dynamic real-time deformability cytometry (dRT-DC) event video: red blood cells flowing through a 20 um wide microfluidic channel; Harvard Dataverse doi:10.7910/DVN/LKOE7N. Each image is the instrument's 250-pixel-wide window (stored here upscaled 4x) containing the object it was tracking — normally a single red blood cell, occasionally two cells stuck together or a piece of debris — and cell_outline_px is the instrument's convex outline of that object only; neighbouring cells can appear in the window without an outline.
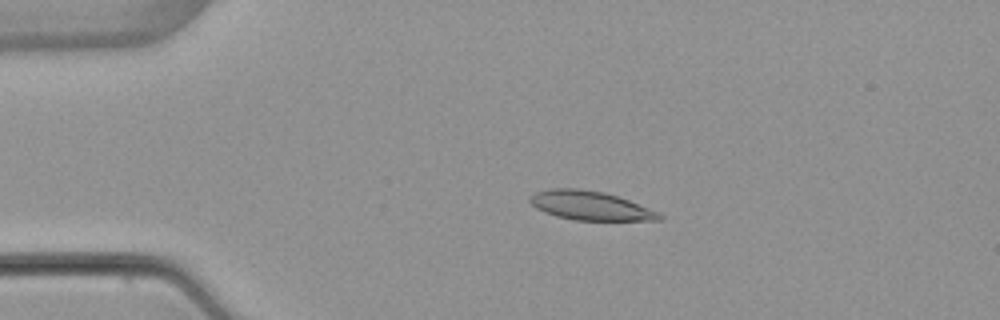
{"species": "common noctule bat (a hibernating species)", "species_latin": "Nyctalus noctula", "temperature_condition": "warm", "stored_images_in_passage": 3, "camera_frame_rate_fps": 3000, "um_per_image_px": 0.085, "animal": {"sex": "female", "body_mass_g": 22.7, "forearm_length_mm": 54.2}, "frame": {"image": 1, "passage_image": 3, "time_ms": 2.333, "image_size_px": [1000, 320], "cell_outline_px": [[664, 220], [576, 220], [556, 216], [544, 212], [536, 208], [528, 200], [528, 196], [536, 192], [548, 188], [580, 188], [604, 192], [628, 200], [656, 212], [664, 216]], "centroid_in_image_um": [50.1, 17.47], "position_along_channel_um": 34.9, "area_um2": 21.73}}